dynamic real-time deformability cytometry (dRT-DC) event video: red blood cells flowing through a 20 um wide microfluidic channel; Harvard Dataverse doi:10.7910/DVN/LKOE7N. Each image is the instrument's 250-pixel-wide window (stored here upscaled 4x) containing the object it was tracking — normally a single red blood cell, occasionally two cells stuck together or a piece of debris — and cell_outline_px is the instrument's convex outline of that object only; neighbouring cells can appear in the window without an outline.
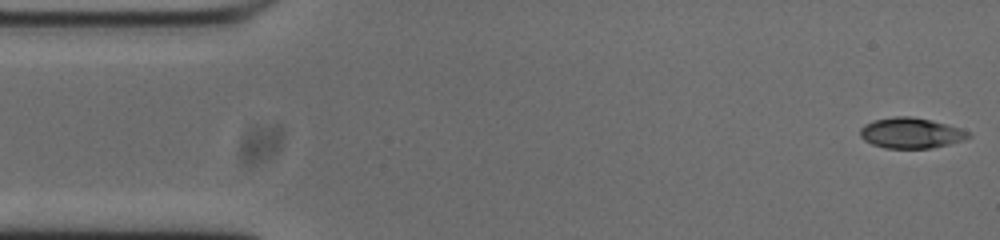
{"species": "common noctule bat (a hibernating species)", "species_latin": "Nyctalus noctula", "temperature_condition": "cold", "stored_images_in_passage": 47, "camera_frame_rate_fps": 3000, "um_per_image_px": 0.085, "animal": {"sex": "male", "body_mass_g": 20.0, "forearm_length_mm": 53.3}, "frame": {"image": 1, "passage_image": 1, "time_ms": 0.0, "image_size_px": [1000, 240], "cell_outline_px": [[972, 136], [964, 140], [932, 148], [884, 148], [872, 144], [864, 140], [860, 136], [860, 128], [864, 124], [876, 120], [892, 116], [908, 116], [932, 120], [948, 124], [972, 132]], "centroid_in_image_um": [77.46, 11.3], "position_along_channel_um": 7.5, "area_um2": 19.42}}
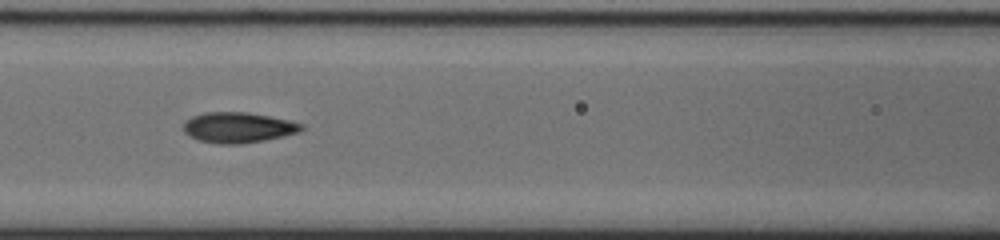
{"frame": {"image": 2, "passage_image": 21, "time_ms": 6.667, "image_size_px": [1000, 240], "cell_outline_px": [[304, 128], [300, 132], [284, 136], [264, 140], [240, 144], [220, 144], [200, 140], [184, 132], [184, 124], [192, 116], [204, 112], [248, 112], [288, 120], [304, 124]], "centroid_in_image_um": [20.28, 10.83], "position_along_channel_um": 146.3, "area_um2": 20.81}}
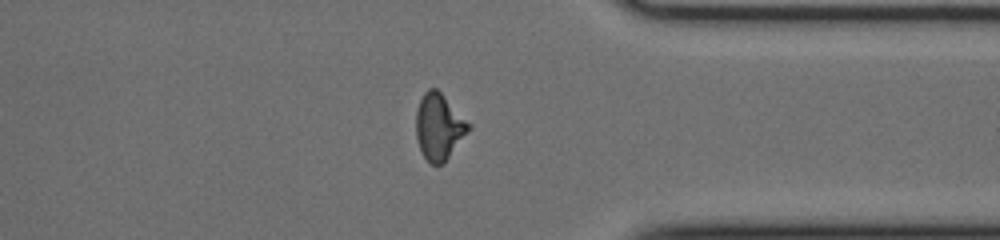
{"frame": {"image": 3, "passage_image": 40, "time_ms": 13.0, "image_size_px": [1000, 240], "cell_outline_px": [[472, 128], [444, 164], [432, 164], [420, 152], [416, 136], [416, 112], [420, 100], [424, 92], [428, 88], [436, 88], [472, 124]], "centroid_in_image_um": [37.34, 10.79], "position_along_channel_um": 374.1, "area_um2": 20.52}, "authors_computed_cell_mechanics": {"area_um2": 19.9988, "velocity_mm_per_s": 3.7498, "shape_relaxation_time_tau1_ms": 6.0827, "shape_relaxation_time_tau2_ms": 2.0639, "deformation_change_tau1": 0.1886, "deformation_change_tau2": 0.0847}}